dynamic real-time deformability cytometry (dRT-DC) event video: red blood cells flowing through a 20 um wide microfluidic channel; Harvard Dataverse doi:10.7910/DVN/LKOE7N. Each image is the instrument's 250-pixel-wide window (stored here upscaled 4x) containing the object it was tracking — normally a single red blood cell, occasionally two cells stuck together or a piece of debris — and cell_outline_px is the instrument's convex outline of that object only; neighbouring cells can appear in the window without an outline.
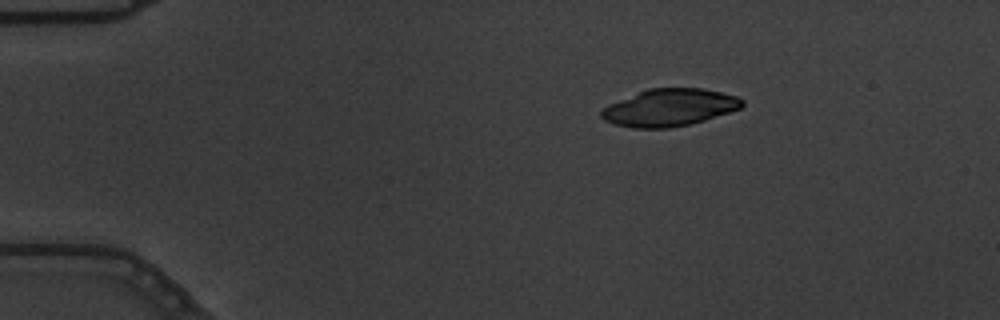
{"species": "common noctule bat (a hibernating species)", "species_latin": "Nyctalus noctula", "temperature_condition": "warm", "stored_images_in_passage": 3, "camera_frame_rate_fps": 3000, "um_per_image_px": 0.085, "animal": {"sex": "male", "body_mass_g": 19.5, "forearm_length_mm": 54.6}, "frame": {"image": 1, "passage_image": 1, "time_ms": 0.0, "image_size_px": [1000, 320], "cell_outline_px": [[744, 104], [740, 108], [704, 120], [688, 124], [668, 128], [632, 128], [612, 124], [604, 120], [600, 116], [600, 112], [608, 104], [648, 88], [700, 88], [720, 92], [736, 96], [744, 100]], "centroid_in_image_um": [56.86, 9.14], "position_along_channel_um": 28.1, "area_um2": 30.4}}